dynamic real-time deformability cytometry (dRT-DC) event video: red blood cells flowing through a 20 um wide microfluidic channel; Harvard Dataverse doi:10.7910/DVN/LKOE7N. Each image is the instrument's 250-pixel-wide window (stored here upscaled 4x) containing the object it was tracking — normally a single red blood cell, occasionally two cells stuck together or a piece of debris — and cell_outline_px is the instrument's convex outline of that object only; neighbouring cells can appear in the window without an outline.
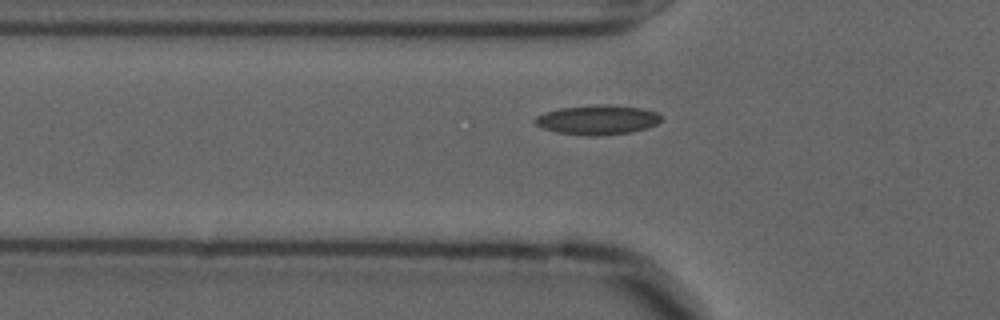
{"species": "common noctule bat (a hibernating species)", "species_latin": "Nyctalus noctula", "temperature_condition": "cold", "stored_images_in_passage": 35, "camera_frame_rate_fps": 3000, "um_per_image_px": 0.085, "animal": {"sex": "male", "forearm_length_mm": 52.5}, "frame": {"image": 1, "passage_image": 8, "time_ms": 2.333, "image_size_px": [1000, 320], "cell_outline_px": [[664, 120], [656, 124], [632, 132], [596, 136], [588, 136], [556, 132], [544, 128], [536, 124], [532, 120], [536, 116], [560, 108], [600, 104], [608, 104], [640, 108], [656, 112], [664, 116]], "centroid_in_image_um": [50.82, 10.18], "position_along_channel_um": 75.0, "area_um2": 21.73}}
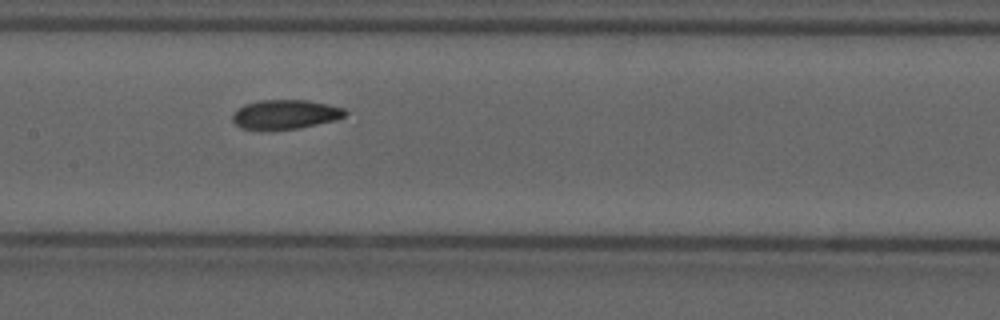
{"frame": {"image": 2, "passage_image": 17, "time_ms": 5.333, "image_size_px": [1000, 320], "cell_outline_px": [[348, 112], [344, 116], [336, 120], [300, 128], [264, 132], [260, 132], [240, 128], [232, 120], [232, 112], [244, 104], [260, 100], [308, 100], [328, 104], [344, 108]], "centroid_in_image_um": [24.19, 9.76], "position_along_channel_um": 183.2, "area_um2": 19.94}}
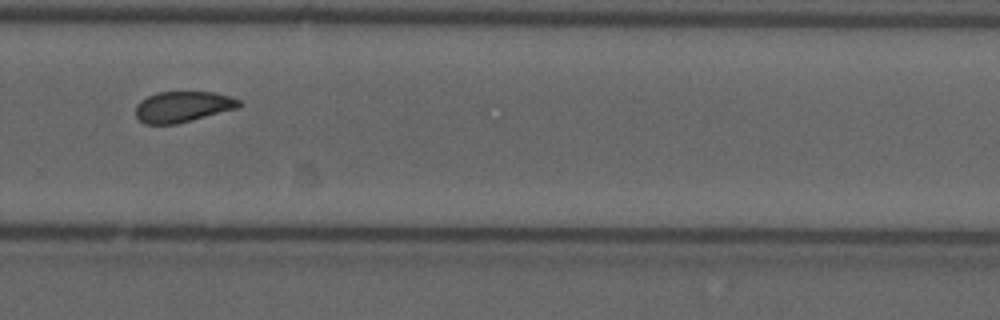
{"frame": {"image": 3, "passage_image": 28, "time_ms": 9.0, "image_size_px": [1000, 320], "cell_outline_px": [[240, 104], [236, 108], [176, 124], [144, 124], [136, 116], [136, 104], [140, 100], [148, 96], [160, 92], [216, 92], [240, 100]], "centroid_in_image_um": [15.49, 9.07], "position_along_channel_um": 314.3, "area_um2": 18.32}, "authors_computed_cell_mechanics": {"area_um2": 19.4208, "velocity_mm_per_s": 3.5906, "shape_relaxation_time_tau1_ms": null, "shape_relaxation_time_tau2_ms": 4.0514, "deformation_change_tau1": null, "deformation_change_tau2": 0.0929}}